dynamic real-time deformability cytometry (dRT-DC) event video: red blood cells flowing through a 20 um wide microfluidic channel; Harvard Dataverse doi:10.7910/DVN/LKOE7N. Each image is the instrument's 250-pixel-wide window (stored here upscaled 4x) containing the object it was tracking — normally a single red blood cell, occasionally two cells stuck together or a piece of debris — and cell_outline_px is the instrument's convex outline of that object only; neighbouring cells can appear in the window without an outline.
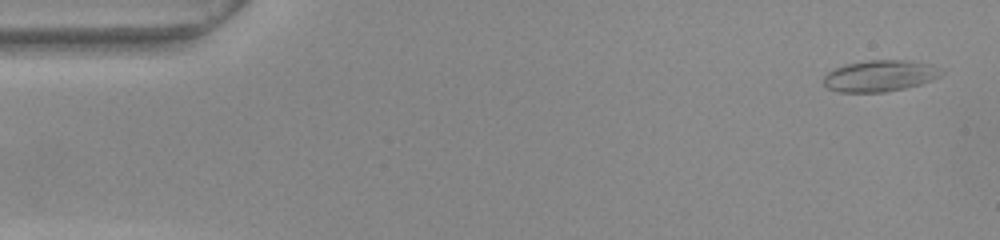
{"species": "common noctule bat (a hibernating species)", "species_latin": "Nyctalus noctula", "temperature_condition": "warm", "stored_images_in_passage": 53, "camera_frame_rate_fps": 3000, "um_per_image_px": 0.085, "animal": {"sex": "female", "body_mass_g": 22.0, "forearm_length_mm": 56.7}, "frame": {"image": 1, "passage_image": 2, "time_ms": 0.333, "image_size_px": [1000, 240], "cell_outline_px": [[944, 72], [940, 76], [932, 80], [920, 84], [904, 88], [884, 92], [836, 92], [828, 88], [824, 84], [824, 76], [828, 72], [844, 64], [868, 60], [912, 60], [932, 64]], "centroid_in_image_um": [74.8, 6.44], "position_along_channel_um": 10.2, "area_um2": 21.62}}
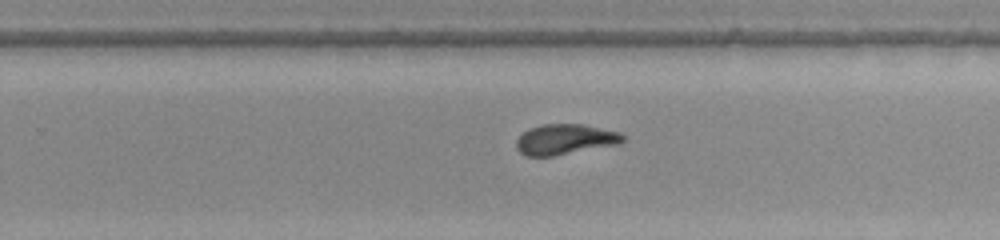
{"frame": {"image": 2, "passage_image": 33, "time_ms": 10.667, "image_size_px": [1000, 240], "cell_outline_px": [[624, 140], [620, 144], [552, 156], [524, 156], [516, 148], [516, 140], [528, 128], [540, 124], [584, 124], [620, 132], [624, 136]], "centroid_in_image_um": [48.02, 11.84], "position_along_channel_um": 281.8, "area_um2": 19.02}}
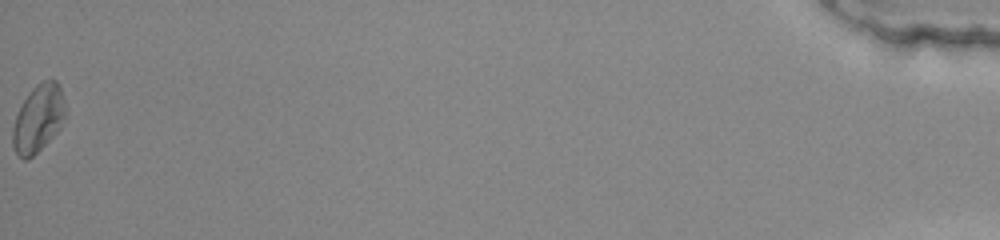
{"frame": {"image": 3, "passage_image": 53, "time_ms": 17.333, "image_size_px": [1000, 240], "cell_outline_px": [[64, 116], [60, 128], [28, 160], [24, 160], [16, 152], [12, 144], [12, 128], [16, 116], [28, 92], [36, 84], [44, 80], [56, 80], [60, 88], [64, 100]], "centroid_in_image_um": [3.23, 10.06], "position_along_channel_um": 432.0, "area_um2": 20.29}, "authors_computed_cell_mechanics": {"area_um2": 19.5942, "velocity_mm_per_s": 3.839, "shape_relaxation_time_tau1_ms": 10.7725, "shape_relaxation_time_tau2_ms": 2.697, "deformation_change_tau1": 0.2357, "deformation_change_tau2": 0.0786}}